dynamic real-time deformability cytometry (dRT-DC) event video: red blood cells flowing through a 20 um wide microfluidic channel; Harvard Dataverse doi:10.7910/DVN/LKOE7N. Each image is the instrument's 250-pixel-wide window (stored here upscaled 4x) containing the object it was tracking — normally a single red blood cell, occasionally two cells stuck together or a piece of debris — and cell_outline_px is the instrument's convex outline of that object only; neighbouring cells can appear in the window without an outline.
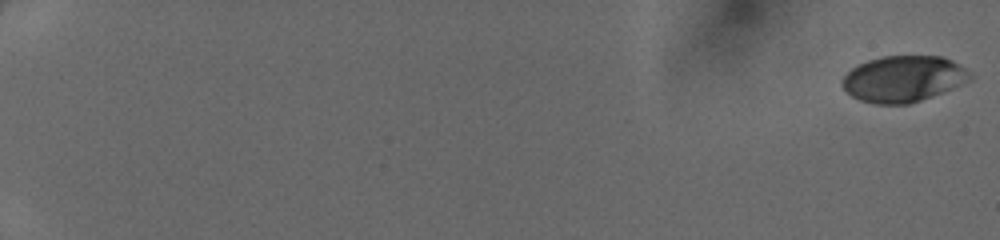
{"species": "human", "species_latin": "Homo sapiens", "temperature_condition": "cold", "stored_images_in_passage": 51, "camera_frame_rate_fps": 3000, "um_per_image_px": 0.085, "donor": {"sex": "female"}, "frame": {"image": 1, "passage_image": 1, "time_ms": 0.0, "image_size_px": [1000, 240], "cell_outline_px": [[972, 76], [968, 80], [952, 88], [932, 96], [908, 104], [876, 104], [860, 100], [852, 96], [840, 84], [840, 80], [852, 68], [868, 60], [884, 56], [944, 56], [960, 64], [972, 72]], "centroid_in_image_um": [76.79, 6.69], "position_along_channel_um": 8.2, "area_um2": 34.28}}
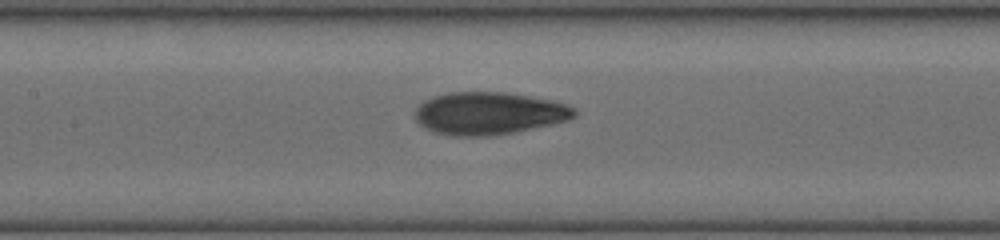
{"frame": {"image": 2, "passage_image": 28, "time_ms": 9.0, "image_size_px": [1000, 240], "cell_outline_px": [[576, 116], [568, 120], [552, 124], [512, 132], [484, 136], [460, 136], [436, 132], [424, 128], [416, 120], [416, 108], [424, 100], [432, 96], [448, 92], [504, 92], [552, 100], [568, 104], [576, 108]], "centroid_in_image_um": [41.57, 9.62], "position_along_channel_um": 165.8, "area_um2": 39.3}}
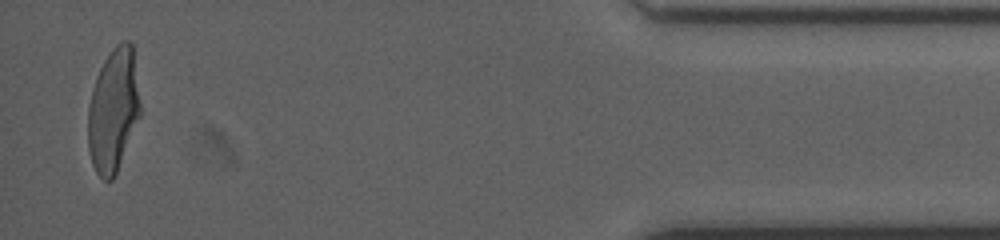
{"frame": {"image": 3, "passage_image": 50, "time_ms": 16.333, "image_size_px": [1000, 240], "cell_outline_px": [[140, 116], [116, 172], [112, 180], [104, 180], [96, 172], [92, 164], [88, 152], [88, 108], [92, 88], [96, 76], [104, 60], [112, 48], [120, 40], [128, 40], [132, 44], [140, 104]], "centroid_in_image_um": [9.61, 9.35], "position_along_channel_um": 425.6, "area_um2": 37.45}}